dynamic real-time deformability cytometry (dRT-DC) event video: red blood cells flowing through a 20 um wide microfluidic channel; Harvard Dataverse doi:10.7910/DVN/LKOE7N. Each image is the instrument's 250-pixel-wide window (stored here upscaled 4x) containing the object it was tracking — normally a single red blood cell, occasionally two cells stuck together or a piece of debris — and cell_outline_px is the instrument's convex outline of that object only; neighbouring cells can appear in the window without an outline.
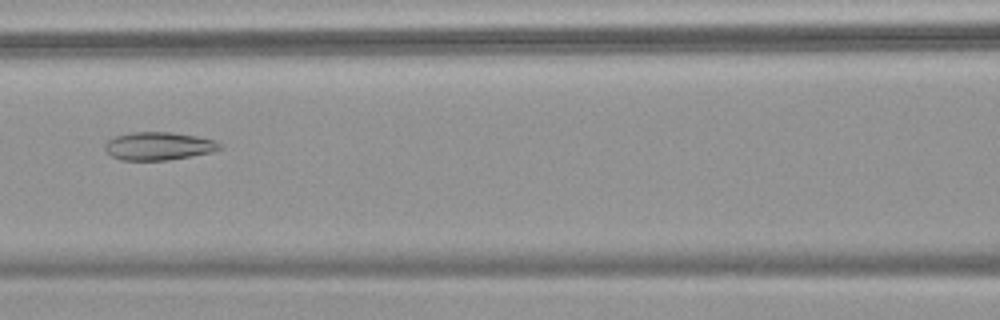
{"species": "common noctule bat (a hibernating species)", "species_latin": "Nyctalus noctula", "temperature_condition": "warm", "stored_images_in_passage": 57, "camera_frame_rate_fps": 3000, "um_per_image_px": 0.085, "animal": {"sex": "female", "body_mass_g": 18.4}, "frame": {"image": 1, "passage_image": 27, "time_ms": 8.667, "image_size_px": [1000, 320], "cell_outline_px": [[224, 148], [212, 152], [192, 156], [168, 160], [120, 160], [112, 156], [104, 148], [104, 144], [108, 140], [116, 136], [132, 132], [172, 132], [196, 136], [216, 140]], "centroid_in_image_um": [13.51, 12.41], "position_along_channel_um": 153.1, "area_um2": 18.84}}
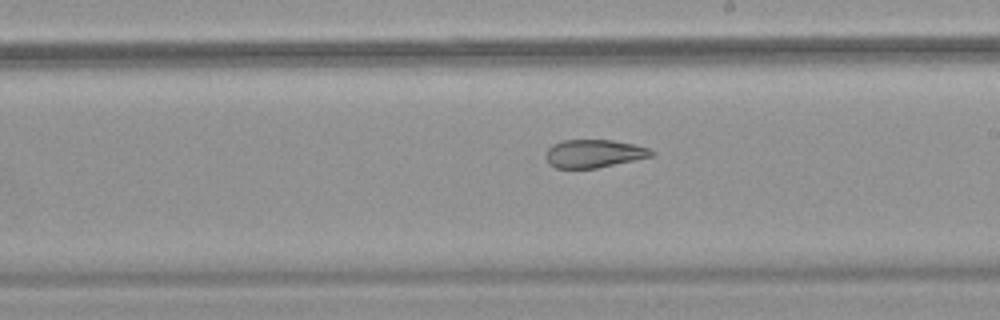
{"frame": {"image": 2, "passage_image": 34, "time_ms": 11.0, "image_size_px": [1000, 320], "cell_outline_px": [[656, 156], [596, 168], [556, 168], [548, 164], [544, 156], [548, 148], [552, 144], [564, 140], [612, 140], [636, 144], [648, 148], [656, 152]], "centroid_in_image_um": [50.5, 13.05], "position_along_channel_um": 238.5, "area_um2": 17.57}}
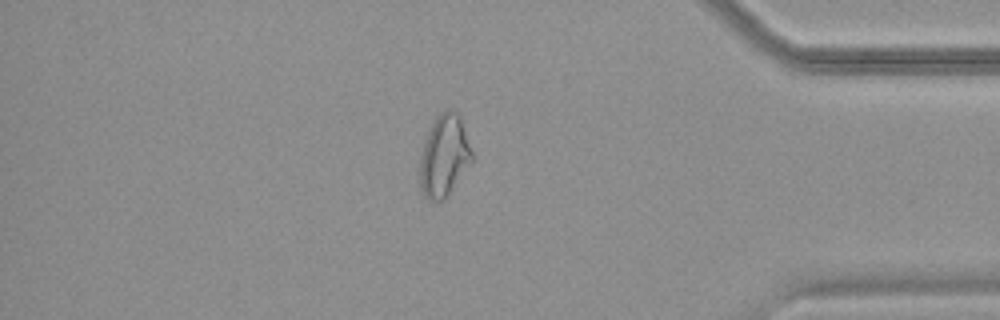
{"frame": {"image": 3, "passage_image": 49, "time_ms": 16.0, "image_size_px": [1000, 320], "cell_outline_px": [[472, 160], [444, 200], [428, 200], [424, 196], [420, 188], [420, 152], [428, 128], [436, 116], [440, 112], [456, 112], [460, 116], [472, 152]], "centroid_in_image_um": [37.71, 13.25], "position_along_channel_um": 397.5, "area_um2": 24.51}, "authors_computed_cell_mechanics": {"area_um2": 24.5072, "velocity_mm_per_s": 3.6809, "shape_relaxation_time_tau1_ms": null, "shape_relaxation_time_tau2_ms": 1.9711, "deformation_change_tau1": null, "deformation_change_tau2": 0.0898}}